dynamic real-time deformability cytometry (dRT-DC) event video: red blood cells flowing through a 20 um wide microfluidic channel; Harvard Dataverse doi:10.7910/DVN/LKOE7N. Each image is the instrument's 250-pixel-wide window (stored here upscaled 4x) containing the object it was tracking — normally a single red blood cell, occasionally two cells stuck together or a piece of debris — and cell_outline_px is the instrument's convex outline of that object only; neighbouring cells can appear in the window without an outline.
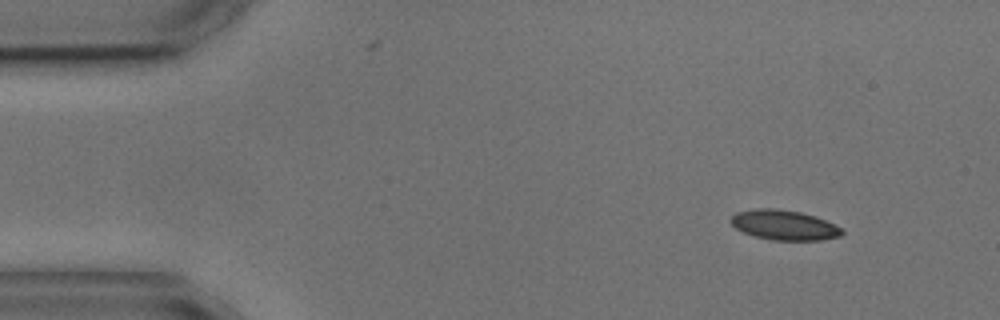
{"species": "common noctule bat (a hibernating species)", "species_latin": "Nyctalus noctula", "temperature_condition": "cold", "stored_images_in_passage": 7, "camera_frame_rate_fps": 3000, "um_per_image_px": 0.085, "animal": {"sex": "male", "body_mass_g": 17.9, "forearm_length_mm": 54.2}, "frame": {"image": 1, "passage_image": 1, "time_ms": 0.0, "image_size_px": [1000, 320], "cell_outline_px": [[844, 232], [840, 236], [820, 240], [772, 240], [756, 236], [744, 232], [736, 228], [728, 220], [736, 212], [756, 208], [776, 208], [800, 212], [816, 216], [844, 228]], "centroid_in_image_um": [66.67, 19.12], "position_along_channel_um": 18.3, "area_um2": 19.48}}
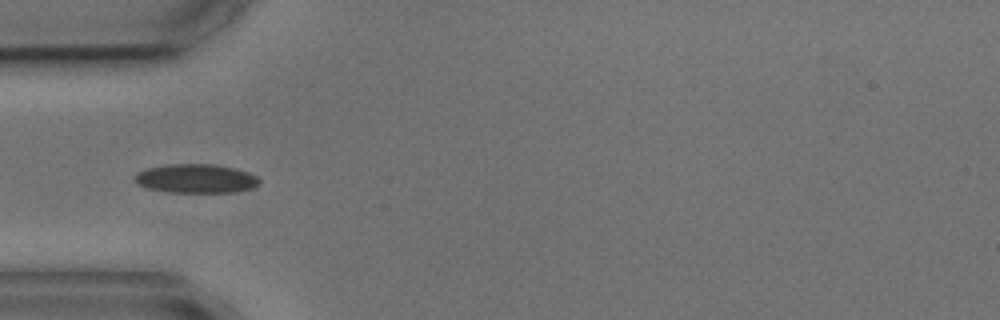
{"frame": {"image": 2, "passage_image": 3, "time_ms": 3.667, "image_size_px": [1000, 320], "cell_outline_px": [[260, 184], [252, 188], [236, 192], [168, 192], [148, 188], [136, 184], [136, 172], [148, 168], [172, 164], [212, 164], [236, 168], [248, 172], [256, 176], [260, 180]], "centroid_in_image_um": [16.69, 15.18], "position_along_channel_um": 68.3, "area_um2": 20.98}}
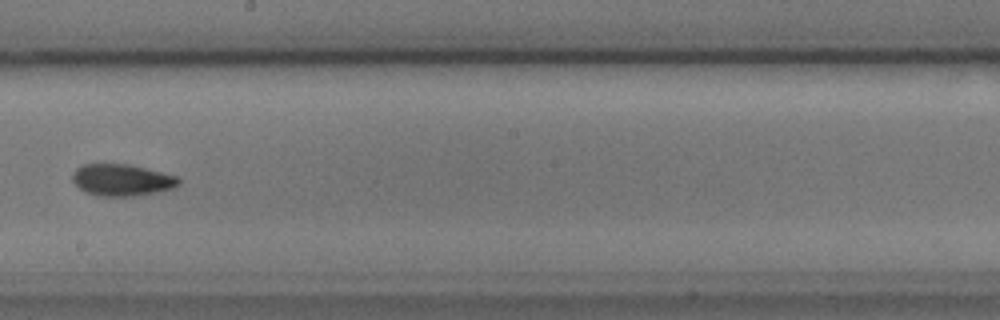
{"frame": {"image": 3, "passage_image": 7, "time_ms": 8.333, "image_size_px": [1000, 320], "cell_outline_px": [[180, 184], [172, 188], [156, 192], [132, 196], [100, 196], [84, 192], [72, 180], [72, 176], [76, 168], [84, 164], [128, 164], [180, 176]], "centroid_in_image_um": [10.37, 15.29], "position_along_channel_um": 237.8, "area_um2": 19.65}}